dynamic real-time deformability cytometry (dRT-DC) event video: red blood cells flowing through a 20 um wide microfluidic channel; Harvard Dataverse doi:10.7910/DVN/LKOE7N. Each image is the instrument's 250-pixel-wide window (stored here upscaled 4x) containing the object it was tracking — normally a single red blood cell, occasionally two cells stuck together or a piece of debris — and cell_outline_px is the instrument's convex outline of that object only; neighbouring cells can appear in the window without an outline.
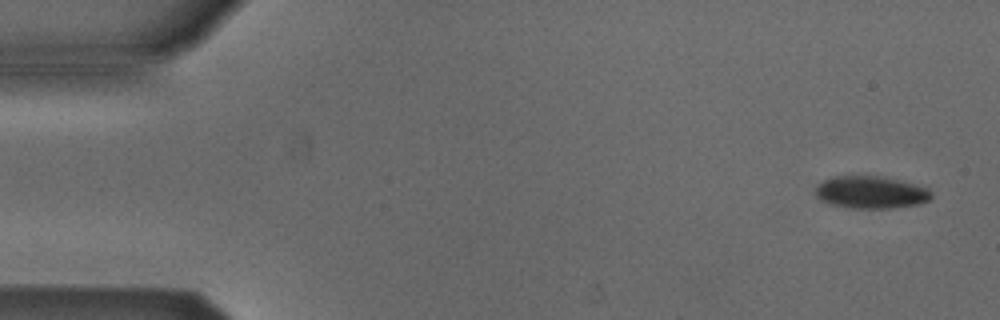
{"species": "Egyptian fruit bat (a non-hibernating species)", "species_latin": "Rousettus aegyptiacus", "temperature_condition": "cold", "stored_images_in_passage": 6, "camera_frame_rate_fps": 3000, "um_per_image_px": 0.085, "animal": {"sex": "male"}, "frame": {"image": 1, "passage_image": 1, "time_ms": 0.0, "image_size_px": [1000, 320], "cell_outline_px": [[932, 196], [928, 200], [920, 204], [892, 208], [848, 208], [832, 204], [820, 200], [816, 196], [816, 188], [824, 180], [836, 176], [880, 176], [928, 188], [932, 192]], "centroid_in_image_um": [74.03, 16.36], "position_along_channel_um": 11.0, "area_um2": 21.62}}
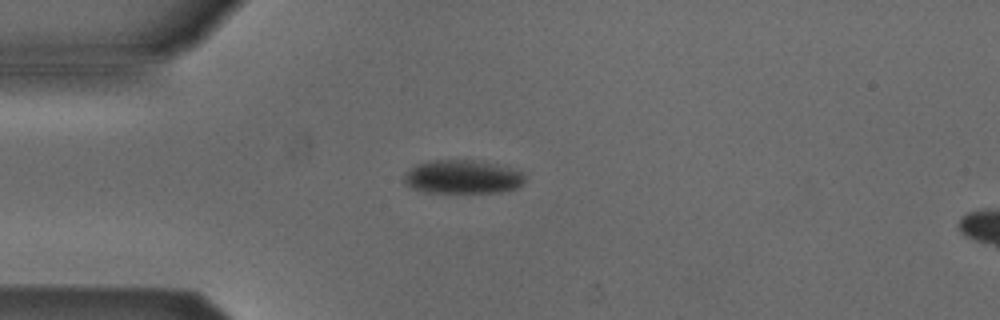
{"frame": {"image": 2, "passage_image": 4, "time_ms": 1.0, "image_size_px": [1000, 320], "cell_outline_px": [[524, 180], [516, 188], [500, 192], [424, 192], [412, 188], [404, 184], [404, 176], [408, 168], [416, 164], [428, 160], [472, 160], [496, 164], [512, 168], [524, 172]], "centroid_in_image_um": [39.27, 15.02], "position_along_channel_um": 45.7, "area_um2": 23.76}}